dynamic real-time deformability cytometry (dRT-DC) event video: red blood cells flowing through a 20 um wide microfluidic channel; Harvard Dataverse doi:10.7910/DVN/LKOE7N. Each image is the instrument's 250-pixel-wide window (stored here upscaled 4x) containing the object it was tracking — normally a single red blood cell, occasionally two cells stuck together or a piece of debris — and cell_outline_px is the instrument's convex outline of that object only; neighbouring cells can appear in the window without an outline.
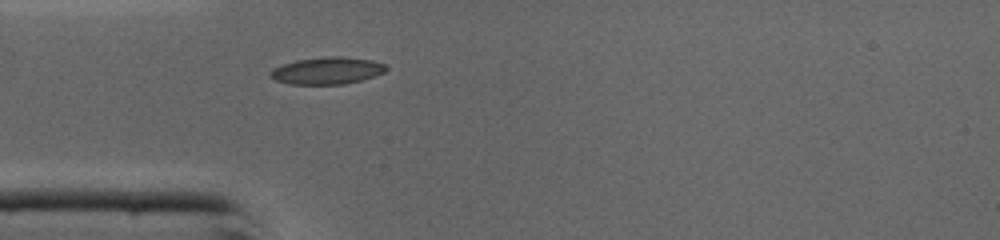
{"species": "common noctule bat (a hibernating species)", "species_latin": "Nyctalus noctula", "temperature_condition": "cold", "stored_images_in_passage": 31, "camera_frame_rate_fps": 3000, "um_per_image_px": 0.085, "animal": {"sex": "male", "body_mass_g": 19.0, "forearm_length_mm": 50.8}, "frame": {"image": 1, "passage_image": 1, "time_ms": 0.0, "image_size_px": [1000, 240], "cell_outline_px": [[388, 68], [384, 72], [360, 80], [344, 84], [288, 84], [276, 80], [268, 76], [268, 72], [272, 68], [296, 60], [328, 56], [340, 56], [372, 60], [384, 64]], "centroid_in_image_um": [27.75, 6.0], "position_along_channel_um": 57.2, "area_um2": 18.21}}
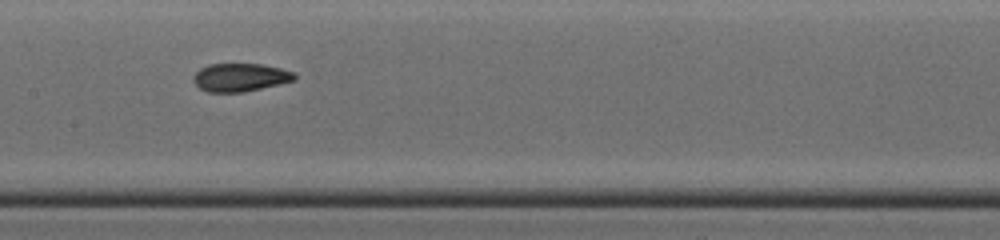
{"frame": {"image": 2, "passage_image": 10, "time_ms": 3.0, "image_size_px": [1000, 240], "cell_outline_px": [[296, 80], [280, 84], [240, 92], [208, 92], [200, 88], [192, 80], [192, 76], [200, 68], [208, 64], [264, 64], [296, 72]], "centroid_in_image_um": [20.43, 6.56], "position_along_channel_um": 187.0, "area_um2": 16.65}}
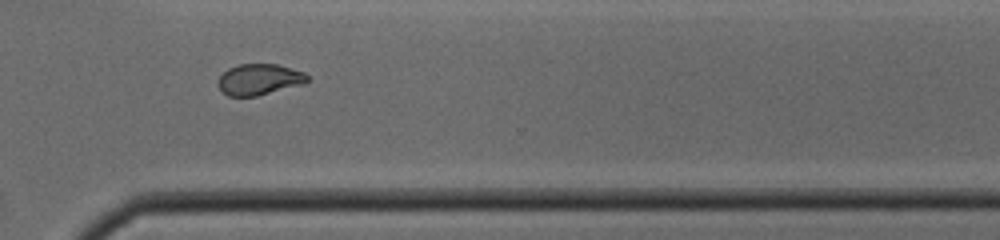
{"frame": {"image": 3, "passage_image": 21, "time_ms": 6.667, "image_size_px": [1000, 240], "cell_outline_px": [[308, 80], [304, 84], [256, 96], [228, 96], [220, 88], [220, 76], [228, 68], [240, 64], [276, 64], [292, 68], [304, 72], [308, 76]], "centroid_in_image_um": [22.07, 6.74], "position_along_channel_um": 348.5, "area_um2": 15.95}, "authors_computed_cell_mechanics": {"area_um2": 16.7042, "velocity_mm_per_s": 4.4023, "shape_relaxation_time_tau1_ms": 9.0472, "shape_relaxation_time_tau2_ms": 1.5507, "deformation_change_tau1": 0.2589, "deformation_change_tau2": 0.0724}}